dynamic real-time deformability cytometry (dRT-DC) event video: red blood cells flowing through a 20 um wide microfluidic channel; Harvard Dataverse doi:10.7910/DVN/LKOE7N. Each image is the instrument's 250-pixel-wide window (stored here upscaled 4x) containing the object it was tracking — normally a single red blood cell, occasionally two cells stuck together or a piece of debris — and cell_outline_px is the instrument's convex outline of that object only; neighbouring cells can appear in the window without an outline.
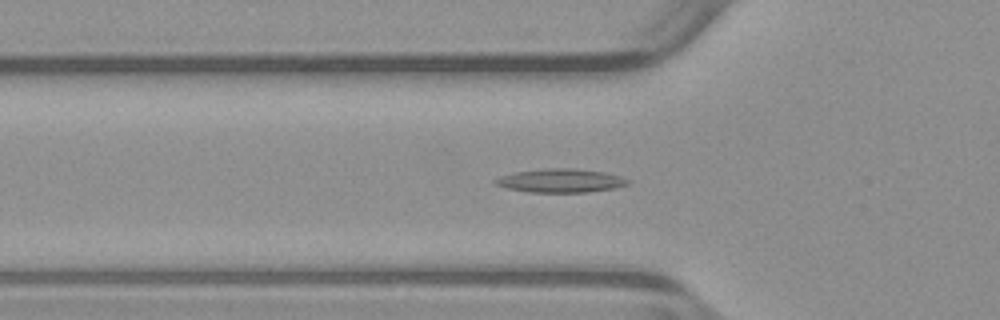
{"species": "common noctule bat (a hibernating species)", "species_latin": "Nyctalus noctula", "temperature_condition": "warm", "stored_images_in_passage": 52, "camera_frame_rate_fps": 3000, "um_per_image_px": 0.085, "animal": {"sex": "male", "body_mass_g": 23.1, "forearm_length_mm": 52.7}, "frame": {"image": 1, "passage_image": 17, "time_ms": 5.333, "image_size_px": [1000, 320], "cell_outline_px": [[628, 184], [616, 188], [588, 192], [528, 192], [508, 188], [496, 184], [492, 180], [516, 172], [548, 168], [572, 168], [604, 172], [620, 176], [628, 180]], "centroid_in_image_um": [47.68, 15.36], "position_along_channel_um": 78.1, "area_um2": 17.98}}
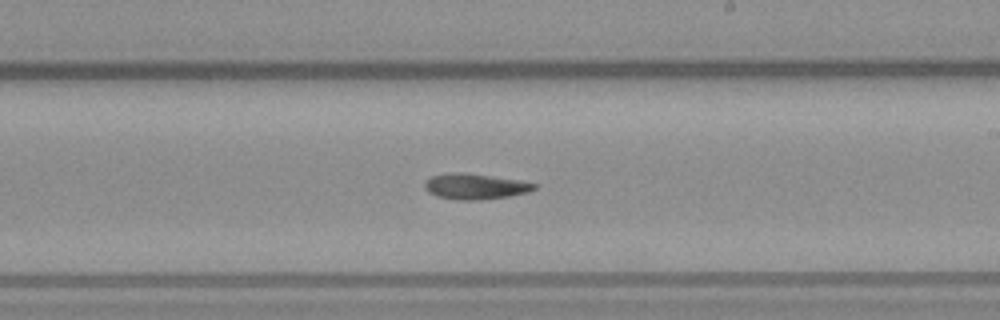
{"frame": {"image": 2, "passage_image": 30, "time_ms": 9.667, "image_size_px": [1000, 320], "cell_outline_px": [[536, 188], [528, 192], [508, 196], [480, 200], [456, 200], [436, 196], [428, 192], [424, 188], [424, 184], [432, 176], [488, 176], [520, 180], [536, 184]], "centroid_in_image_um": [40.45, 15.92], "position_along_channel_um": 248.6, "area_um2": 15.26}}
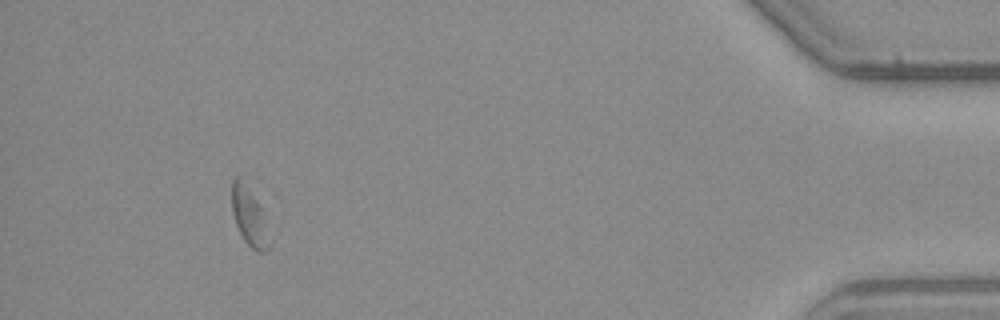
{"frame": {"image": 3, "passage_image": 48, "time_ms": 15.667, "image_size_px": [1000, 320], "cell_outline_px": [[272, 244], [264, 252], [256, 252], [244, 240], [236, 224], [232, 212], [232, 180], [236, 176], [252, 196], [260, 208]], "centroid_in_image_um": [21.19, 18.54], "position_along_channel_um": 414.0, "area_um2": 12.02}, "authors_computed_cell_mechanics": {"area_um2": 16.0106, "velocity_mm_per_s": 3.9156, "shape_relaxation_time_tau1_ms": null, "shape_relaxation_time_tau2_ms": 3.1596, "deformation_change_tau1": null, "deformation_change_tau2": 0.1024}}